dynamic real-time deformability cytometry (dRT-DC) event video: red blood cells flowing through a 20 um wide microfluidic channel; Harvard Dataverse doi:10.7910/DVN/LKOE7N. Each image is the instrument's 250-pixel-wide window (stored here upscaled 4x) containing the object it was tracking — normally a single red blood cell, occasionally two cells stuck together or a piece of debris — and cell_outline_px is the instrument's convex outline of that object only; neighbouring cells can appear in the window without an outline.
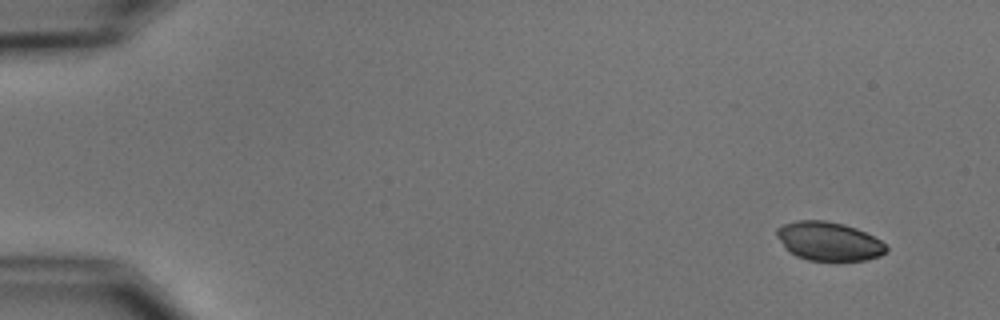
{"species": "common noctule bat (a hibernating species)", "species_latin": "Nyctalus noctula", "temperature_condition": "cold", "stored_images_in_passage": 6, "camera_frame_rate_fps": 3000, "um_per_image_px": 0.085, "animal": {"sex": "male", "body_mass_g": 15.6}, "frame": {"image": 1, "passage_image": 1, "time_ms": 0.0, "image_size_px": [1000, 320], "cell_outline_px": [[888, 252], [880, 256], [868, 260], [808, 260], [796, 256], [788, 252], [784, 248], [776, 236], [776, 228], [784, 224], [796, 220], [824, 220], [844, 224], [856, 228], [880, 240], [888, 248]], "centroid_in_image_um": [70.42, 20.51], "position_along_channel_um": 14.6, "area_um2": 24.85}}
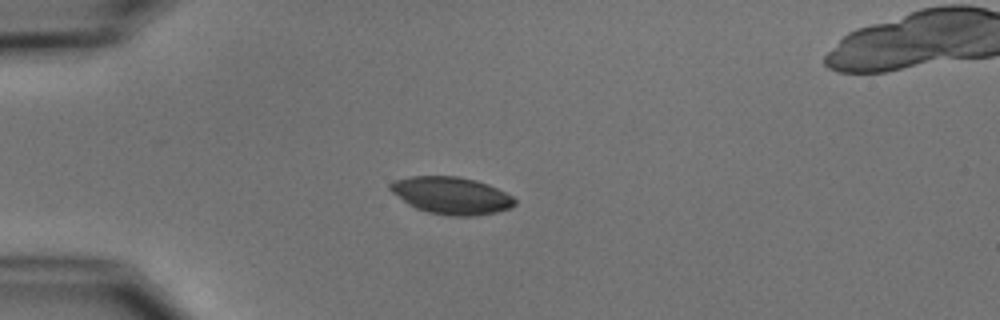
{"frame": {"image": 2, "passage_image": 4, "time_ms": 3.667, "image_size_px": [1000, 320], "cell_outline_px": [[516, 204], [508, 208], [496, 212], [476, 216], [448, 216], [428, 212], [416, 208], [408, 204], [392, 192], [388, 188], [388, 184], [396, 180], [412, 176], [456, 176], [476, 180], [488, 184], [512, 196], [516, 200]], "centroid_in_image_um": [38.36, 16.62], "position_along_channel_um": 46.6, "area_um2": 26.93}}